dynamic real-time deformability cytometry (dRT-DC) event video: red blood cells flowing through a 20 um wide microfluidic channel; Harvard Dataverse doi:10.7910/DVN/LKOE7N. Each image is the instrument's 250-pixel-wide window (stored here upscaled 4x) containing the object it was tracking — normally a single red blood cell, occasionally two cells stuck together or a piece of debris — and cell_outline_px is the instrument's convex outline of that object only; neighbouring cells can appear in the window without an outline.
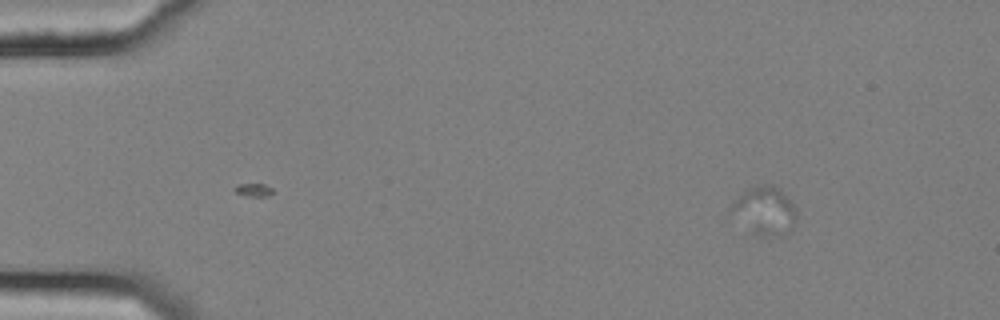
{"species": "common noctule bat (a hibernating species)", "species_latin": "Nyctalus noctula", "temperature_condition": "cold", "stored_images_in_passage": 38, "camera_frame_rate_fps": 3000, "um_per_image_px": 0.085, "animal": {"sex": "female", "body_mass_g": 25.1}, "frame": {"image": 1, "passage_image": 1, "time_ms": 0.0, "image_size_px": [1000, 320], "cell_outline_px": [[796, 220], [788, 236], [764, 236], [756, 232], [732, 208], [732, 204], [748, 188], [756, 184], [772, 184], [780, 188], [792, 200], [796, 208]], "centroid_in_image_um": [65.18, 17.85], "position_along_channel_um": 19.8, "area_um2": 17.63}}
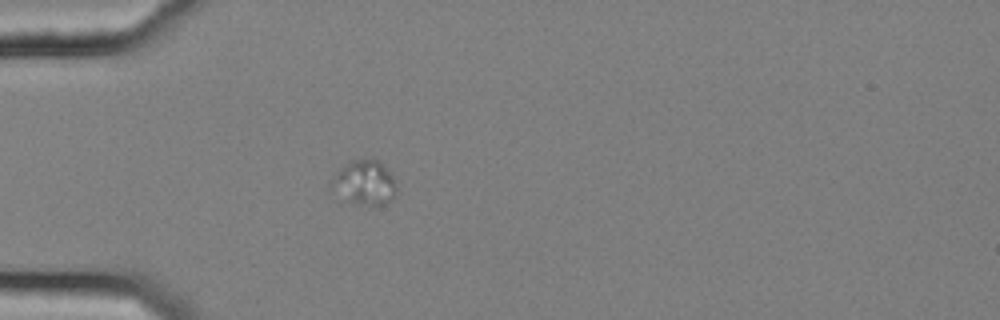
{"frame": {"image": 2, "passage_image": 11, "time_ms": 3.333, "image_size_px": [1000, 320], "cell_outline_px": [[396, 192], [392, 200], [384, 204], [368, 208], [344, 200], [328, 188], [328, 184], [336, 172], [348, 160], [372, 156], [392, 176], [396, 184]], "centroid_in_image_um": [30.91, 15.55], "position_along_channel_um": 54.1, "area_um2": 17.69}}